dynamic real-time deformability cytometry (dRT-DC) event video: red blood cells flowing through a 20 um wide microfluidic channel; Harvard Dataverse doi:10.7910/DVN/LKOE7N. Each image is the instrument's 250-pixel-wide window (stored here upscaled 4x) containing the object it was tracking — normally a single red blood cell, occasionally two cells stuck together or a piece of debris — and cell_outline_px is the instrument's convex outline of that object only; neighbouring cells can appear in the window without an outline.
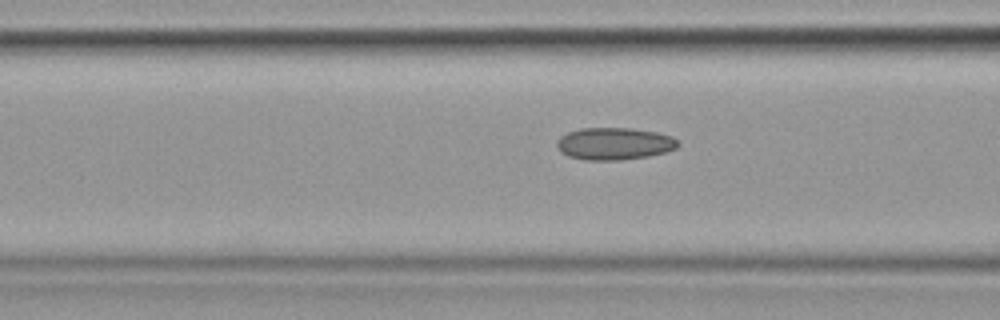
{"species": "common noctule bat (a hibernating species)", "species_latin": "Nyctalus noctula", "temperature_condition": "cold", "stored_images_in_passage": 15, "camera_frame_rate_fps": 3000, "um_per_image_px": 0.085, "animal": {"sex": "female", "body_mass_g": 19.9}, "frame": {"image": 1, "passage_image": 13, "time_ms": 4.0, "image_size_px": [1000, 320], "cell_outline_px": [[680, 144], [676, 148], [664, 152], [648, 156], [620, 160], [584, 160], [568, 156], [560, 152], [556, 144], [556, 140], [560, 136], [568, 132], [580, 128], [632, 128], [656, 132], [672, 136]], "centroid_in_image_um": [52.18, 12.21], "position_along_channel_um": 114.4, "area_um2": 22.83}}